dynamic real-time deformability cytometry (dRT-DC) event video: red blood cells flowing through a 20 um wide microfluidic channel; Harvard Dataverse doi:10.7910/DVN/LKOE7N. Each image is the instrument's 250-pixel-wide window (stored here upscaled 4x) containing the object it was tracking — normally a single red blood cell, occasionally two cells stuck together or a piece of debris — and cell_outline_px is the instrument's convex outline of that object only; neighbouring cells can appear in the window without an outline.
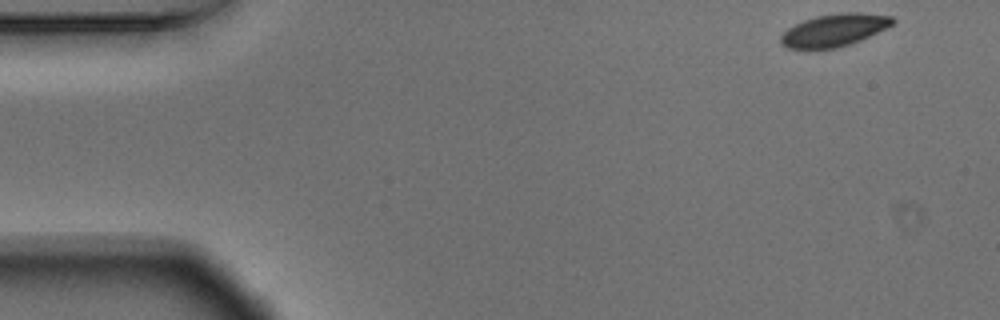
{"species": "Egyptian fruit bat (a non-hibernating species)", "species_latin": "Rousettus aegyptiacus", "temperature_condition": "warm", "stored_images_in_passage": 52, "camera_frame_rate_fps": 3000, "um_per_image_px": 0.085, "animal": {"sex": "male"}, "frame": {"image": 1, "passage_image": 1, "time_ms": 0.0, "image_size_px": [1000, 320], "cell_outline_px": [[896, 20], [892, 24], [860, 40], [836, 48], [788, 48], [780, 44], [780, 36], [788, 28], [804, 20], [816, 16], [840, 12], [860, 12], [892, 16]], "centroid_in_image_um": [70.89, 2.54], "position_along_channel_um": 14.1, "area_um2": 20.87}}
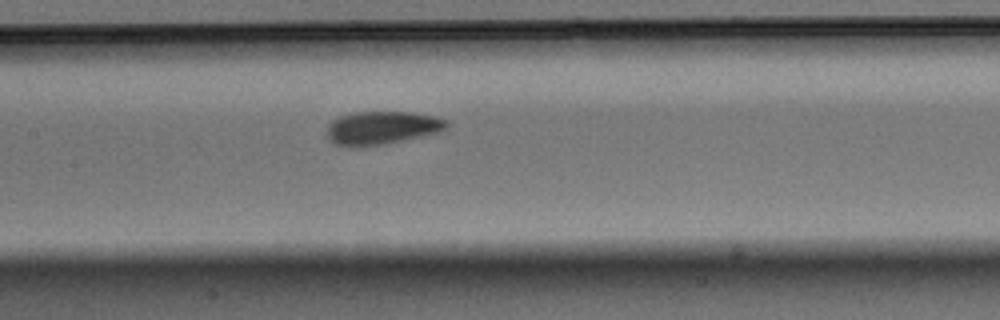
{"frame": {"image": 2, "passage_image": 23, "time_ms": 7.333, "image_size_px": [1000, 320], "cell_outline_px": [[448, 124], [440, 132], [404, 140], [360, 148], [352, 148], [336, 144], [328, 136], [328, 124], [332, 120], [340, 116], [356, 112], [412, 112], [432, 116], [444, 120]], "centroid_in_image_um": [32.42, 10.88], "position_along_channel_um": 175.0, "area_um2": 23.0}}
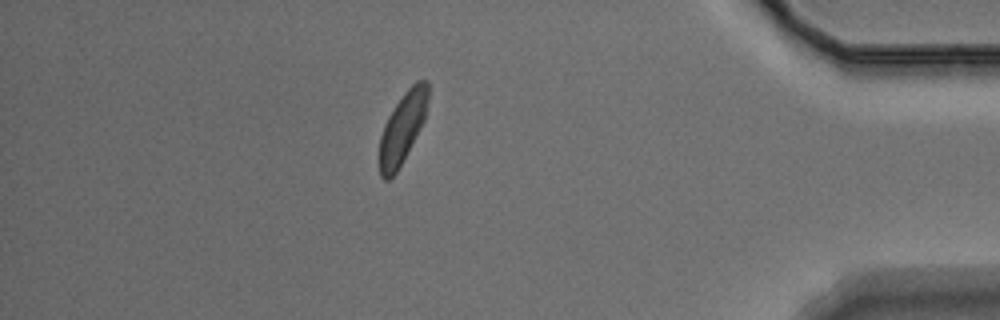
{"frame": {"image": 3, "passage_image": 45, "time_ms": 14.667, "image_size_px": [1000, 320], "cell_outline_px": [[428, 100], [424, 120], [420, 128], [396, 172], [388, 180], [384, 180], [380, 176], [380, 136], [384, 124], [388, 116], [404, 92], [416, 80], [428, 80]], "centroid_in_image_um": [34.21, 10.83], "position_along_channel_um": 401.0, "area_um2": 19.65}, "authors_computed_cell_mechanics": {"area_um2": 21.9929, "velocity_mm_per_s": 3.6535, "shape_relaxation_time_tau1_ms": 2.3861, "shape_relaxation_time_tau2_ms": 5.8883, "deformation_change_tau1": 0.1077, "deformation_change_tau2": 0.0819}}